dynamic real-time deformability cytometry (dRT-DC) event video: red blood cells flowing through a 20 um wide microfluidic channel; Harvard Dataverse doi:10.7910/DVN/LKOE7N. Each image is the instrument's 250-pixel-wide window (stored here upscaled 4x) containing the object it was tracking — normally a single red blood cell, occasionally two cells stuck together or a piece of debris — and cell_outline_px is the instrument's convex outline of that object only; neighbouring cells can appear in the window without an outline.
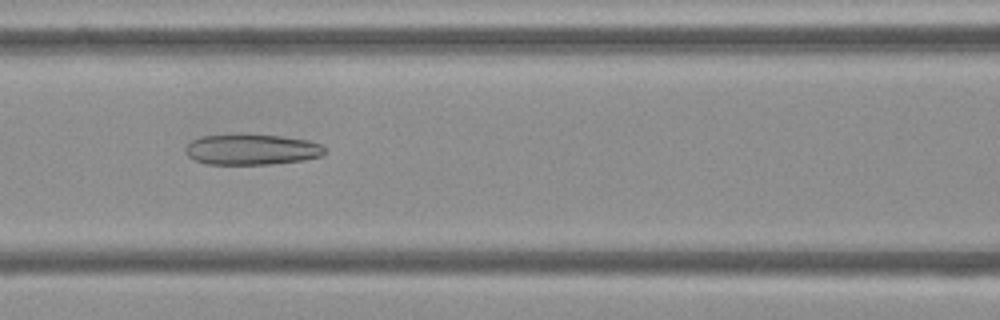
{"species": "Egyptian fruit bat (a non-hibernating species)", "species_latin": "Rousettus aegyptiacus", "temperature_condition": "cold", "stored_images_in_passage": 54, "camera_frame_rate_fps": 3000, "um_per_image_px": 0.085, "frame": {"image": 1, "passage_image": 23, "time_ms": 7.333, "image_size_px": [1000, 320], "cell_outline_px": [[324, 156], [304, 160], [268, 164], [208, 164], [196, 160], [188, 156], [184, 152], [184, 148], [192, 140], [200, 136], [280, 136], [308, 140], [320, 144], [324, 148]], "centroid_in_image_um": [21.4, 12.73], "position_along_channel_um": 145.2, "area_um2": 24.33}}
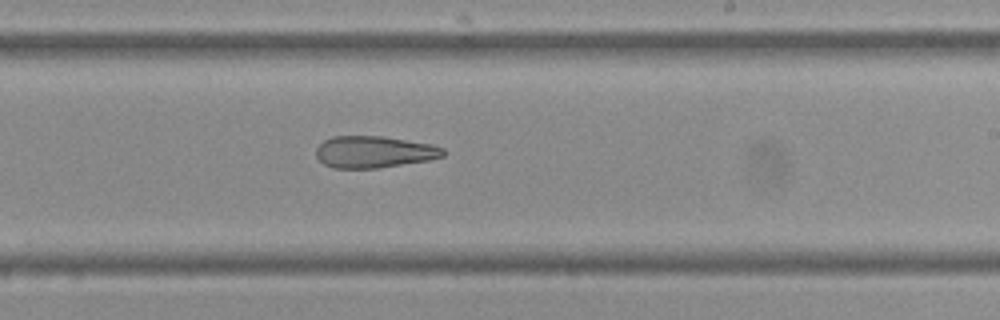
{"frame": {"image": 2, "passage_image": 32, "time_ms": 10.333, "image_size_px": [1000, 320], "cell_outline_px": [[444, 156], [432, 160], [376, 168], [332, 168], [324, 164], [316, 156], [316, 148], [324, 140], [332, 136], [380, 136], [432, 144], [444, 148]], "centroid_in_image_um": [31.8, 12.91], "position_along_channel_um": 257.2, "area_um2": 23.58}}
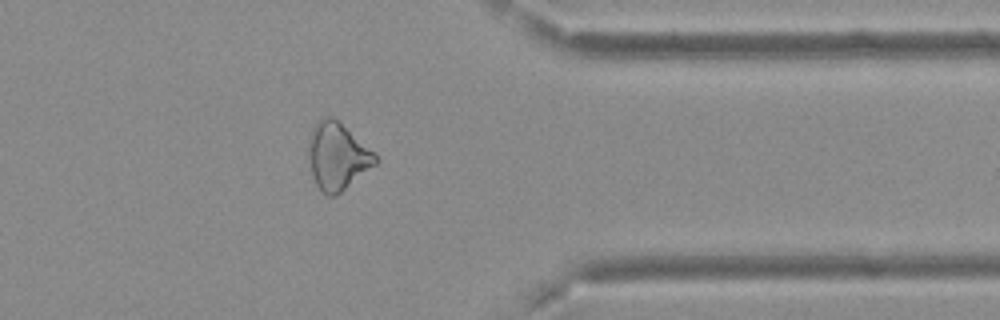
{"frame": {"image": 3, "passage_image": 43, "time_ms": 14.0, "image_size_px": [1000, 320], "cell_outline_px": [[380, 160], [376, 164], [340, 192], [332, 196], [328, 196], [320, 192], [312, 176], [308, 148], [308, 136], [312, 128], [320, 120], [328, 116], [336, 120], [376, 152]], "centroid_in_image_um": [28.68, 13.3], "position_along_channel_um": 382.7, "area_um2": 25.95}, "authors_computed_cell_mechanics": {"area_um2": 27.6862, "velocity_mm_per_s": 3.7412, "shape_relaxation_time_tau1_ms": null, "shape_relaxation_time_tau2_ms": 7.9676, "deformation_change_tau1": null, "deformation_change_tau2": 0.2154}}